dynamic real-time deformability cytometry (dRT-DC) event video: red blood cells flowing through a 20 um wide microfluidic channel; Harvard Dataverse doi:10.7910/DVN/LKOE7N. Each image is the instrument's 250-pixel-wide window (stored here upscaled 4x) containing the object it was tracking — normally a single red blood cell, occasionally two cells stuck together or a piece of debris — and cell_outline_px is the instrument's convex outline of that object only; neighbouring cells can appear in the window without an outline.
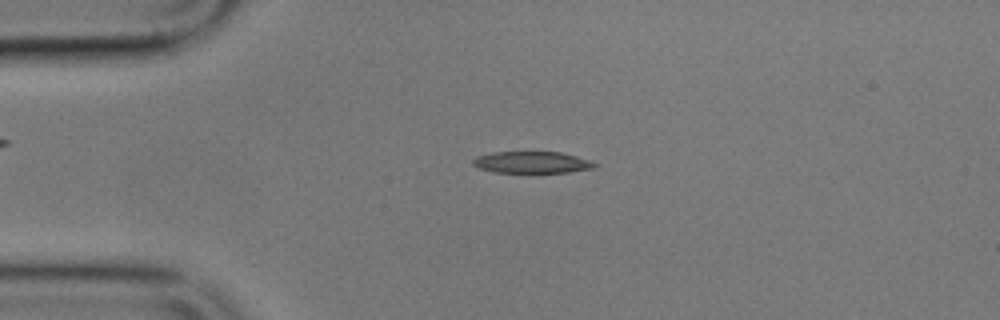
{"species": "common noctule bat (a hibernating species)", "species_latin": "Nyctalus noctula", "temperature_condition": "cold", "stored_images_in_passage": 4, "camera_frame_rate_fps": 3000, "um_per_image_px": 0.085, "animal": {"sex": "male", "body_mass_g": 17.9}, "frame": {"image": 1, "passage_image": 2, "time_ms": 1.0, "image_size_px": [1000, 320], "cell_outline_px": [[600, 164], [596, 168], [568, 172], [492, 172], [480, 168], [472, 164], [472, 160], [476, 156], [492, 152], [560, 152], [576, 156]], "centroid_in_image_um": [45.22, 13.79], "position_along_channel_um": 39.8, "area_um2": 15.37}}
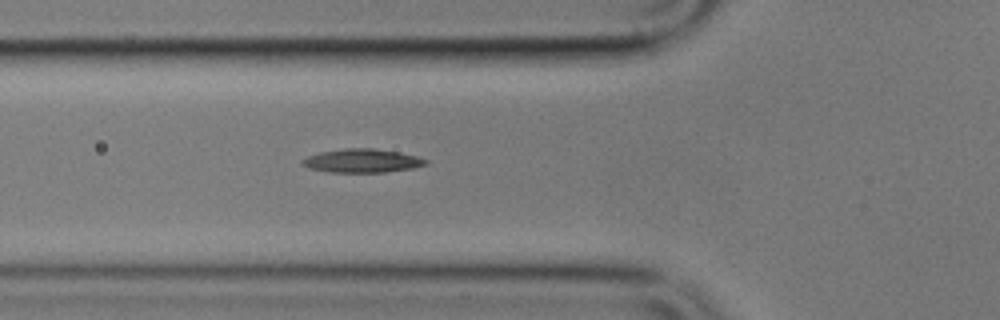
{"frame": {"image": 2, "passage_image": 4, "time_ms": 3.333, "image_size_px": [1000, 320], "cell_outline_px": [[428, 164], [412, 168], [384, 172], [328, 172], [308, 168], [300, 164], [300, 160], [308, 156], [320, 152], [344, 148], [372, 148], [400, 152], [416, 156], [428, 160]], "centroid_in_image_um": [30.75, 13.66], "position_along_channel_um": 95.1, "area_um2": 17.05}}